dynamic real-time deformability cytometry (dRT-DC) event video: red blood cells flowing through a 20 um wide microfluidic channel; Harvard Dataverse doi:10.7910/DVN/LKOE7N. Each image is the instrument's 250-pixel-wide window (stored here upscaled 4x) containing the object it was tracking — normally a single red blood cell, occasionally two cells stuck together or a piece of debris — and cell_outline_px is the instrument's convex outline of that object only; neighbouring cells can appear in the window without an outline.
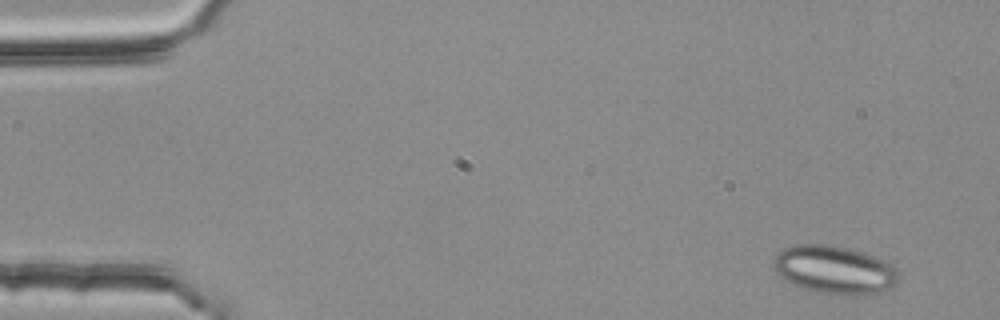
{"species": "common noctule bat (a hibernating species)", "species_latin": "Nyctalus noctula", "temperature_condition": "room temperature", "stored_images_in_passage": 4, "camera_frame_rate_fps": 3000, "um_per_image_px": 0.085, "animal": {"sex": "female", "body_mass_g": 25.1}, "frame": {"image": 1, "passage_image": 1, "time_ms": 0.0, "image_size_px": [1000, 320], "cell_outline_px": [[896, 280], [888, 288], [880, 292], [868, 296], [856, 296], [820, 292], [804, 288], [780, 276], [776, 272], [772, 264], [772, 260], [784, 248], [796, 244], [824, 244], [844, 248], [860, 252], [884, 260], [892, 264], [896, 268]], "centroid_in_image_um": [70.91, 22.94], "position_along_channel_um": 14.1, "area_um2": 34.51}}